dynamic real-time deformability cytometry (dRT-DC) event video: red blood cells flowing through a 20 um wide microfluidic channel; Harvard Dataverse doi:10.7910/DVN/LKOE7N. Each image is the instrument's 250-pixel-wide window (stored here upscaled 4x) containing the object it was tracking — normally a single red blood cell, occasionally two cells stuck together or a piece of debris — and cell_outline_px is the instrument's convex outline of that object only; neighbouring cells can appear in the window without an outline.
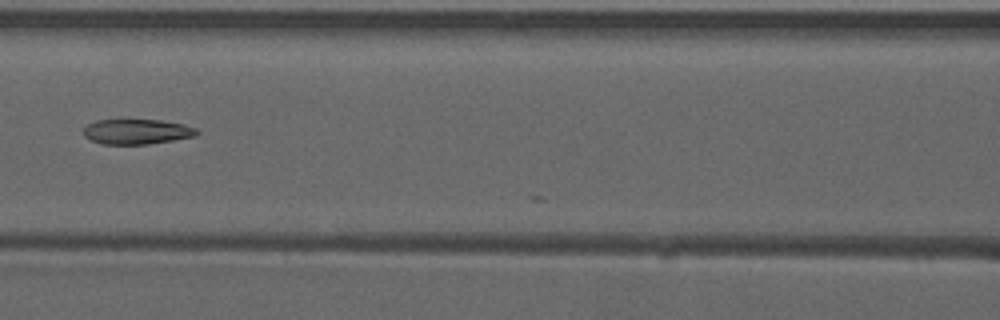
{"species": "common noctule bat (a hibernating species)", "species_latin": "Nyctalus noctula", "temperature_condition": "warm", "stored_images_in_passage": 8, "camera_frame_rate_fps": 3000, "um_per_image_px": 0.085, "animal": {"sex": "male", "forearm_length_mm": 52.5}, "frame": {"image": 1, "passage_image": 7, "time_ms": 2.0, "image_size_px": [1000, 320], "cell_outline_px": [[200, 132], [196, 136], [148, 144], [104, 144], [92, 140], [84, 136], [84, 128], [88, 124], [96, 120], [160, 120], [184, 124], [196, 128]], "centroid_in_image_um": [11.66, 11.19], "position_along_channel_um": 154.9, "area_um2": 16.47}}